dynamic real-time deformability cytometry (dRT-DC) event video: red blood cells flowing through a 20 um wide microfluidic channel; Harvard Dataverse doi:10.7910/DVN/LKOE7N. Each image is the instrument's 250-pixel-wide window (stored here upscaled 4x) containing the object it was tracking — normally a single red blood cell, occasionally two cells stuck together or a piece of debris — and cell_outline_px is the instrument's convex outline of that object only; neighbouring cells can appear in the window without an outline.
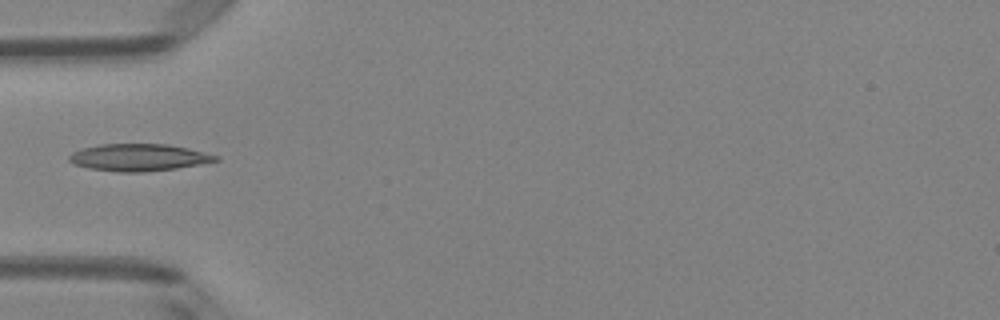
{"species": "Egyptian fruit bat (a non-hibernating species)", "species_latin": "Rousettus aegyptiacus", "temperature_condition": "room temperature", "stored_images_in_passage": 1, "camera_frame_rate_fps": 3000, "um_per_image_px": 0.085, "animal": {"sex": "female"}, "frame": {"image": 1, "passage_image": 1, "time_ms": 0.0, "image_size_px": [1000, 320], "cell_outline_px": [[220, 160], [200, 164], [176, 168], [144, 172], [116, 172], [88, 168], [72, 164], [68, 160], [68, 156], [72, 152], [84, 148], [100, 144], [168, 144], [188, 148], [220, 156]], "centroid_in_image_um": [11.78, 13.38], "position_along_channel_um": 73.2, "area_um2": 23.24}}